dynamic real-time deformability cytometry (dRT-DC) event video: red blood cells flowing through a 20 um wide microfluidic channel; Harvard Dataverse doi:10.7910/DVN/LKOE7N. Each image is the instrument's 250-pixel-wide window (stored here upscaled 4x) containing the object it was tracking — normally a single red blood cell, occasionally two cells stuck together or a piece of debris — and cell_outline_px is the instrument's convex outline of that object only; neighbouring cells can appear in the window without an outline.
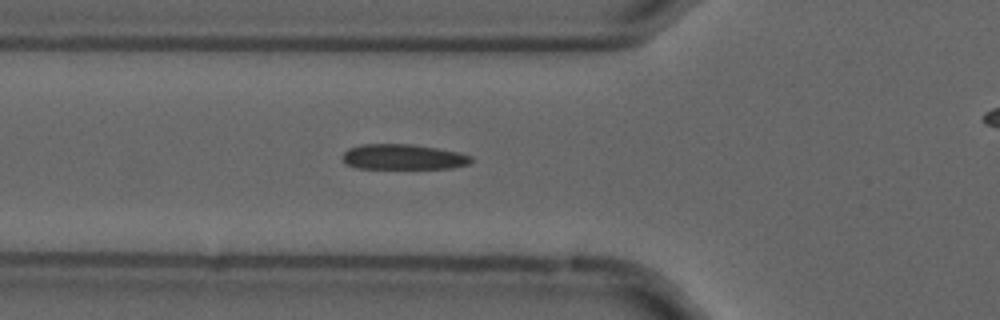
{"species": "common noctule bat (a hibernating species)", "species_latin": "Nyctalus noctula", "temperature_condition": "cold", "stored_images_in_passage": 41, "camera_frame_rate_fps": 3000, "um_per_image_px": 0.085, "animal": {"sex": "male", "forearm_length_mm": 52.5}, "frame": {"image": 1, "passage_image": 12, "time_ms": 3.667, "image_size_px": [1000, 320], "cell_outline_px": [[472, 164], [452, 168], [356, 168], [348, 164], [344, 160], [344, 152], [348, 148], [360, 144], [412, 144], [460, 152], [472, 156]], "centroid_in_image_um": [34.33, 13.33], "position_along_channel_um": 91.5, "area_um2": 19.02}}
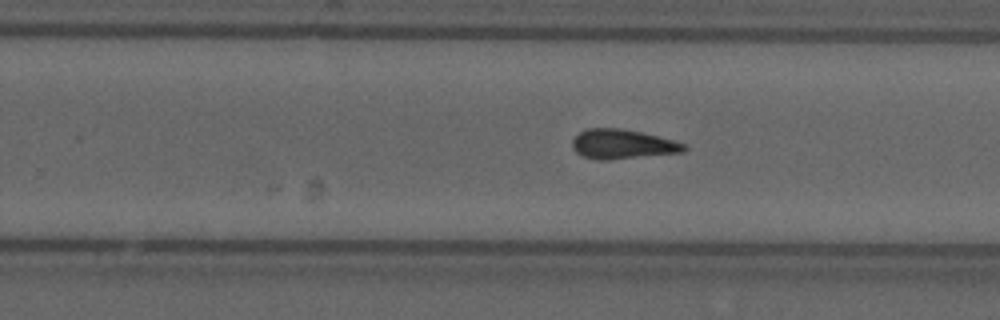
{"frame": {"image": 2, "passage_image": 27, "time_ms": 8.667, "image_size_px": [1000, 320], "cell_outline_px": [[688, 148], [684, 152], [608, 160], [596, 160], [584, 156], [576, 152], [572, 148], [572, 140], [584, 128], [620, 128], [640, 132], [676, 140], [688, 144]], "centroid_in_image_um": [52.94, 12.25], "position_along_channel_um": 276.9, "area_um2": 19.42}}
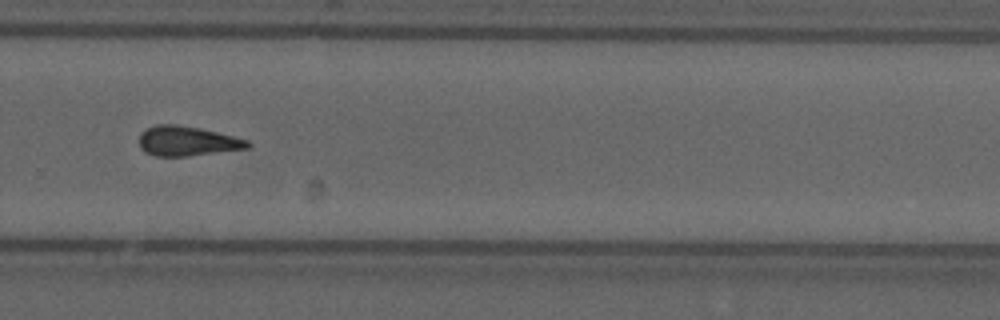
{"frame": {"image": 3, "passage_image": 30, "time_ms": 9.667, "image_size_px": [1000, 320], "cell_outline_px": [[252, 144], [248, 148], [188, 156], [156, 156], [144, 152], [140, 148], [140, 132], [156, 124], [176, 124], [200, 128], [248, 140]], "centroid_in_image_um": [15.89, 11.99], "position_along_channel_um": 313.9, "area_um2": 18.73}}